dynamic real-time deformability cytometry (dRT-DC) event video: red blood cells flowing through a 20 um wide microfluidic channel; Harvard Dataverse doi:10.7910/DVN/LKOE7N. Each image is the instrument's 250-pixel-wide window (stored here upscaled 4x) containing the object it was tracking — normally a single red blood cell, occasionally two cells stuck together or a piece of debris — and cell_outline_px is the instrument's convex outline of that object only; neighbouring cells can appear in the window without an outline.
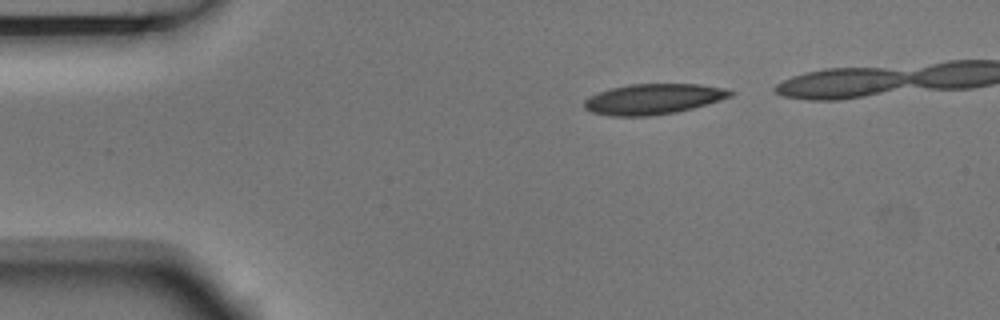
{"species": "Egyptian fruit bat (a non-hibernating species)", "species_latin": "Rousettus aegyptiacus", "temperature_condition": "room temperature", "stored_images_in_passage": 2, "segment_of_instrument_passage": [2, 2], "camera_frame_rate_fps": 3000, "um_per_image_px": 0.085, "animal": {"sex": "male"}, "frame": {"image": 1, "passage_image": 2, "time_ms": 0.333, "image_size_px": [1000, 320], "cell_outline_px": [[736, 92], [732, 96], [720, 100], [692, 108], [676, 112], [652, 116], [612, 116], [592, 112], [584, 108], [584, 100], [588, 96], [612, 88], [628, 84], [700, 84], [724, 88]], "centroid_in_image_um": [55.53, 8.42], "position_along_channel_um": 29.5, "area_um2": 25.95}}